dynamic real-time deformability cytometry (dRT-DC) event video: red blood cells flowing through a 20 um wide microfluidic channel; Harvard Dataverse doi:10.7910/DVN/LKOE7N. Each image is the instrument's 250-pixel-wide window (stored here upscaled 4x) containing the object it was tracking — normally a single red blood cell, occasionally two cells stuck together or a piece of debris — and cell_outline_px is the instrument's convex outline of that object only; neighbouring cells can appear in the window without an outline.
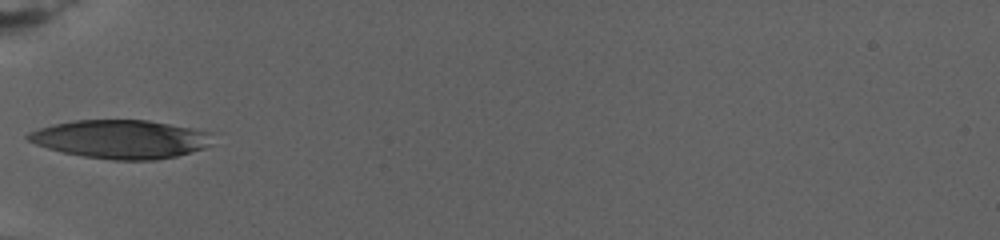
{"species": "human", "species_latin": "Homo sapiens", "temperature_condition": "warm", "stored_images_in_passage": 20, "camera_frame_rate_fps": 3000, "um_per_image_px": 0.085, "donor": {"sex": "female"}, "frame": {"image": 1, "passage_image": 1, "time_ms": 0.0, "image_size_px": [1000, 240], "cell_outline_px": [[208, 144], [204, 148], [176, 156], [156, 160], [112, 160], [84, 156], [64, 152], [48, 148], [36, 144], [28, 140], [24, 136], [28, 132], [52, 124], [72, 120], [148, 120], [192, 128], [208, 132]], "centroid_in_image_um": [10.19, 11.82], "position_along_channel_um": 74.8, "area_um2": 41.04}}
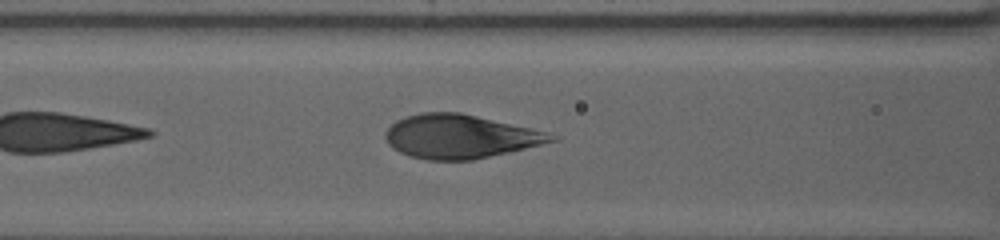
{"frame": {"image": 2, "passage_image": 9, "time_ms": 2.0, "image_size_px": [1000, 240], "cell_outline_px": [[556, 140], [524, 148], [472, 160], [428, 160], [408, 156], [400, 152], [388, 144], [384, 136], [384, 132], [396, 120], [404, 116], [420, 112], [460, 112], [528, 128], [544, 132], [556, 136]], "centroid_in_image_um": [38.99, 11.6], "position_along_channel_um": 127.6, "area_um2": 41.73}}
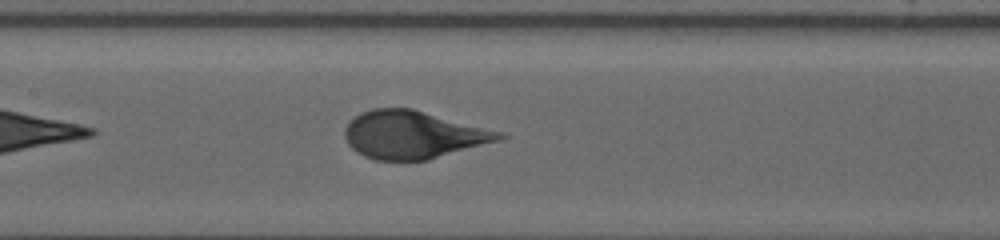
{"frame": {"image": 3, "passage_image": 17, "time_ms": 3.667, "image_size_px": [1000, 240], "cell_outline_px": [[508, 136], [500, 140], [428, 160], [376, 160], [364, 156], [356, 152], [348, 144], [344, 136], [344, 128], [360, 112], [372, 108], [412, 108], [504, 132]], "centroid_in_image_um": [35.12, 11.45], "position_along_channel_um": 172.3, "area_um2": 43.06}}